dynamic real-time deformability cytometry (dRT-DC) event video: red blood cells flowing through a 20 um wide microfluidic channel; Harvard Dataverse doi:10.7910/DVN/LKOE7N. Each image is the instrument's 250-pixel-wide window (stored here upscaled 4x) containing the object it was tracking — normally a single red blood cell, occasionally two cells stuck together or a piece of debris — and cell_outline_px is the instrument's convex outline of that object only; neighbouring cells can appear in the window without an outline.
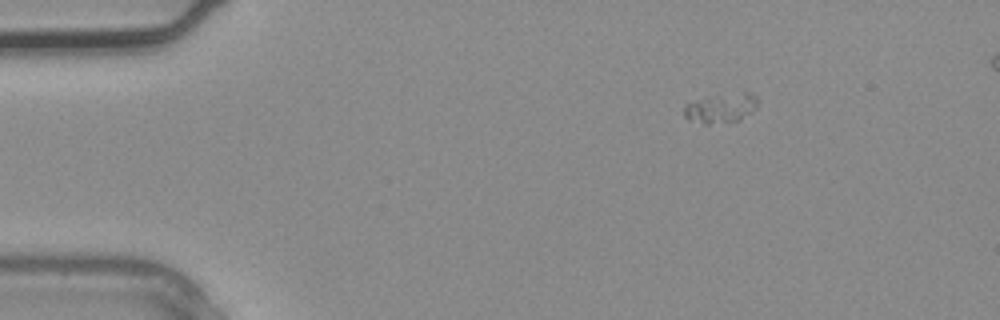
{"species": "common noctule bat (a hibernating species)", "species_latin": "Nyctalus noctula", "temperature_condition": "warm", "stored_images_in_passage": 4, "segment_of_instrument_passage": [2, 2], "camera_frame_rate_fps": 3000, "um_per_image_px": 0.085, "animal": {"sex": "male", "body_mass_g": 20.4}, "frame": {"image": 1, "passage_image": 4, "time_ms": 1.0, "image_size_px": [1000, 320], "cell_outline_px": [[756, 108], [752, 112], [740, 120], [708, 124], [704, 124], [688, 120], [684, 116], [684, 104], [744, 92], [752, 92], [756, 96]], "centroid_in_image_um": [61.31, 9.24], "position_along_channel_um": 23.7, "area_um2": 12.02}}